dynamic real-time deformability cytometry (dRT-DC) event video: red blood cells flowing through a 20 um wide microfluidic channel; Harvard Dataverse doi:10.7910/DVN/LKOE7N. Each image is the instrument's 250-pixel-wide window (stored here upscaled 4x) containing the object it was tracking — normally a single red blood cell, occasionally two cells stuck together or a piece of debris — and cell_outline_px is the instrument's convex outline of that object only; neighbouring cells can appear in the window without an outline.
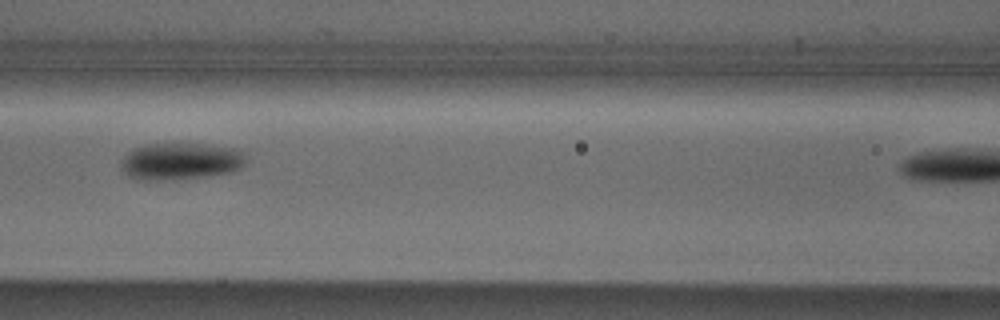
{"species": "Egyptian fruit bat (a non-hibernating species)", "species_latin": "Rousettus aegyptiacus", "temperature_condition": "cold", "stored_images_in_passage": 7, "camera_frame_rate_fps": 3000, "um_per_image_px": 0.085, "animal": {"sex": "male"}, "frame": {"image": 1, "passage_image": 5, "time_ms": 5.667, "image_size_px": [1000, 320], "cell_outline_px": [[244, 164], [240, 168], [232, 172], [208, 176], [180, 180], [140, 180], [128, 176], [120, 168], [120, 160], [132, 148], [148, 144], [204, 144], [236, 148], [244, 152]], "centroid_in_image_um": [15.32, 13.72], "position_along_channel_um": 151.3, "area_um2": 27.28}}
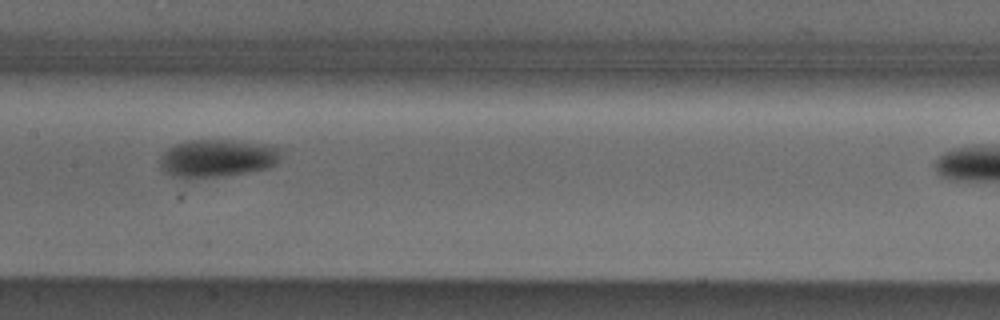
{"frame": {"image": 2, "passage_image": 6, "time_ms": 6.667, "image_size_px": [1000, 320], "cell_outline_px": [[284, 148], [280, 160], [276, 164], [268, 168], [248, 172], [220, 176], [188, 180], [172, 176], [164, 172], [160, 168], [160, 156], [168, 148], [176, 144], [188, 140], [228, 140], [272, 144]], "centroid_in_image_um": [18.5, 13.45], "position_along_channel_um": 188.9, "area_um2": 27.4}}